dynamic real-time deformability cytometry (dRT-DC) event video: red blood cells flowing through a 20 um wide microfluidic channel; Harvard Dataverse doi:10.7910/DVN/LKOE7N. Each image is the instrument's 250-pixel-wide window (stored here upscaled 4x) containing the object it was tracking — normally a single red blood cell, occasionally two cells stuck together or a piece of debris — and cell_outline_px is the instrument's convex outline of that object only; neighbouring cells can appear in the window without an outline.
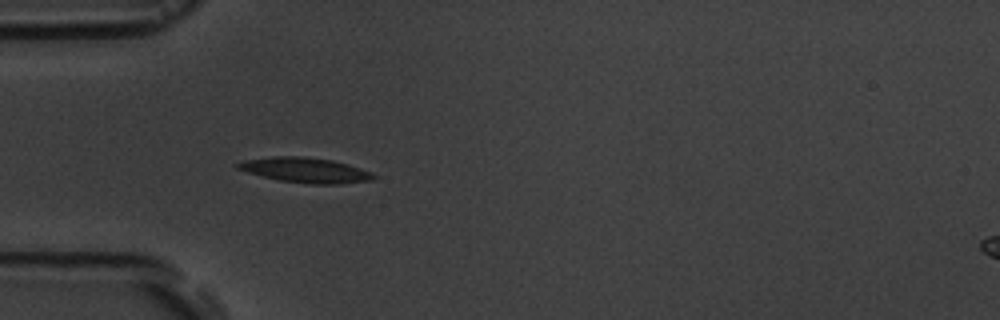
{"species": "common noctule bat (a hibernating species)", "species_latin": "Nyctalus noctula", "temperature_condition": "room temperature", "stored_images_in_passage": 4, "camera_frame_rate_fps": 3000, "um_per_image_px": 0.085, "animal": {"sex": "male", "body_mass_g": 19.5, "forearm_length_mm": 54.6}, "frame": {"image": 1, "passage_image": 4, "time_ms": 3.0, "image_size_px": [1000, 320], "cell_outline_px": [[376, 176], [372, 180], [340, 184], [312, 184], [280, 180], [248, 172], [236, 168], [232, 164], [244, 160], [272, 156], [304, 156], [332, 160], [348, 164], [372, 172]], "centroid_in_image_um": [25.95, 14.45], "position_along_channel_um": 59.1, "area_um2": 19.83}}